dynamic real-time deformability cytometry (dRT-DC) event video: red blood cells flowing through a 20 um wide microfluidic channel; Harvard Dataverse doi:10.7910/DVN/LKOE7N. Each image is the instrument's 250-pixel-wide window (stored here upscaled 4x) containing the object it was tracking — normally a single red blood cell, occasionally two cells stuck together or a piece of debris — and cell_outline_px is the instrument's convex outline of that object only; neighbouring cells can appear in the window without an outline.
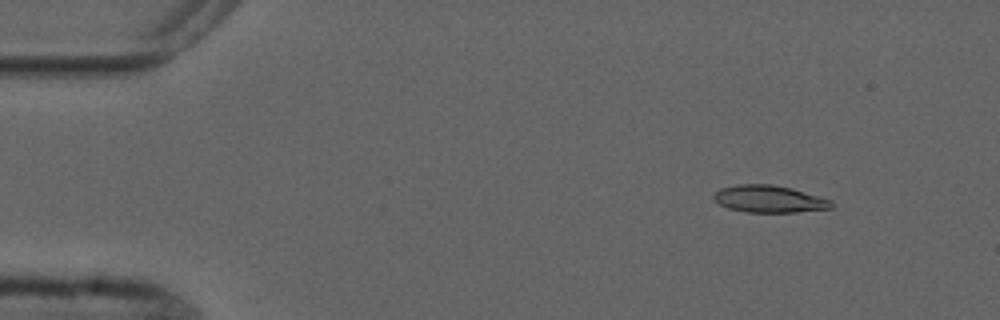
{"species": "common noctule bat (a hibernating species)", "species_latin": "Nyctalus noctula", "temperature_condition": "cold", "stored_images_in_passage": 5, "camera_frame_rate_fps": 3000, "um_per_image_px": 0.085, "animal": {"sex": "male", "forearm_length_mm": 52.5}, "frame": {"image": 1, "passage_image": 2, "time_ms": 1.333, "image_size_px": [1000, 320], "cell_outline_px": [[832, 208], [796, 212], [744, 212], [728, 208], [720, 204], [712, 196], [720, 188], [736, 184], [772, 184], [792, 188], [832, 200]], "centroid_in_image_um": [65.37, 16.91], "position_along_channel_um": 19.6, "area_um2": 18.61}}
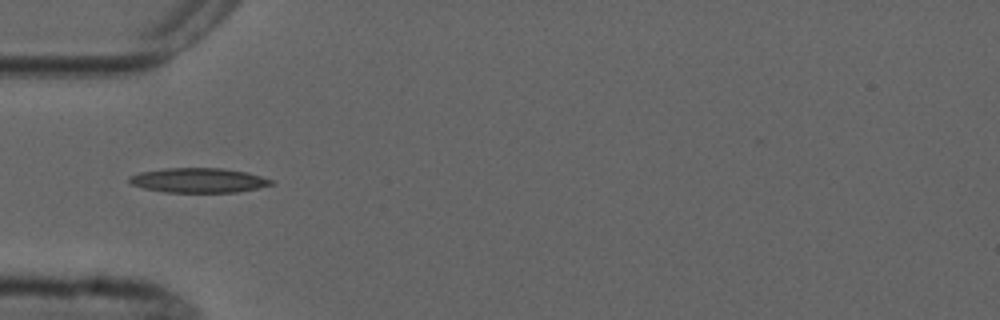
{"frame": {"image": 2, "passage_image": 5, "time_ms": 5.0, "image_size_px": [1000, 320], "cell_outline_px": [[276, 184], [236, 192], [164, 192], [144, 188], [132, 184], [128, 180], [128, 176], [140, 172], [164, 168], [220, 168], [248, 172], [272, 180]], "centroid_in_image_um": [16.86, 15.32], "position_along_channel_um": 68.1, "area_um2": 20.35}}